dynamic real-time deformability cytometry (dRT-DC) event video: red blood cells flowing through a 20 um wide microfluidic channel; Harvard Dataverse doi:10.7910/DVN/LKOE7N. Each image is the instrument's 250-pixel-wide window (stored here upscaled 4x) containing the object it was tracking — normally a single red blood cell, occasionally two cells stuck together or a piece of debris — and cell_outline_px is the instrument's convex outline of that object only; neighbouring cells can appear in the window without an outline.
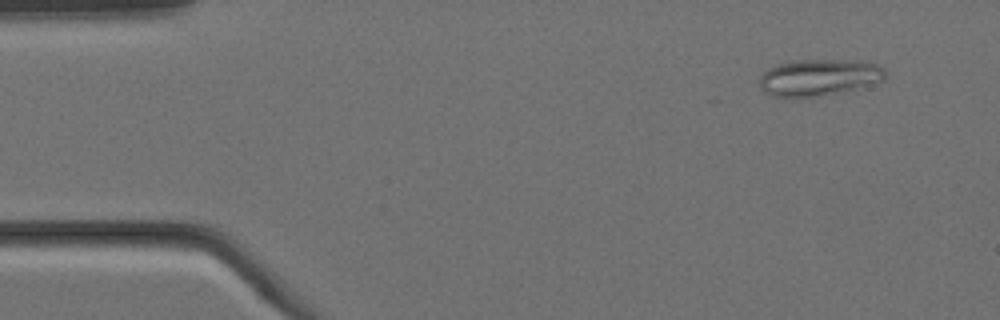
{"species": "Egyptian fruit bat (a non-hibernating species)", "species_latin": "Rousettus aegyptiacus", "temperature_condition": "cold", "stored_images_in_passage": 4, "camera_frame_rate_fps": 3000, "um_per_image_px": 0.085, "animal": {"sex": "female"}, "frame": {"image": 1, "passage_image": 1, "time_ms": 0.0, "image_size_px": [1000, 320], "cell_outline_px": [[884, 80], [824, 96], [800, 100], [772, 96], [764, 92], [760, 88], [760, 76], [768, 68], [776, 64], [788, 60], [844, 60], [876, 64], [884, 68]], "centroid_in_image_um": [69.49, 6.61], "position_along_channel_um": 15.5, "area_um2": 27.22}}